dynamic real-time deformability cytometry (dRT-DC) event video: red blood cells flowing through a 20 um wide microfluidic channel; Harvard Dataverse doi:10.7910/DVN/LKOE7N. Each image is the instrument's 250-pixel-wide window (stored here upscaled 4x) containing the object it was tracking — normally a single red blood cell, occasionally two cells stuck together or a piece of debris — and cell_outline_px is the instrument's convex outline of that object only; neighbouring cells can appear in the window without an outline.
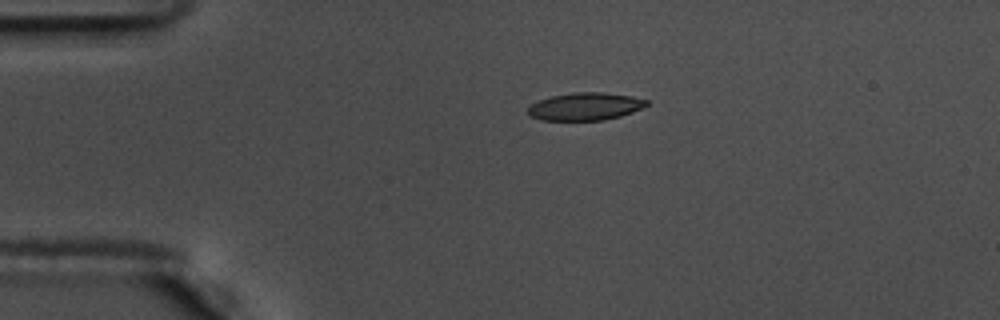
{"species": "common noctule bat (a hibernating species)", "species_latin": "Nyctalus noctula", "temperature_condition": "warm", "stored_images_in_passage": 45, "camera_frame_rate_fps": 3000, "um_per_image_px": 0.085, "animal": {"sex": "male", "body_mass_g": 17.5, "forearm_length_mm": 52.3}, "frame": {"image": 1, "passage_image": 1, "time_ms": 0.0, "image_size_px": [1000, 320], "cell_outline_px": [[648, 104], [644, 108], [620, 116], [604, 120], [540, 120], [528, 116], [528, 108], [532, 104], [540, 100], [552, 96], [572, 92], [604, 92], [632, 96], [648, 100]], "centroid_in_image_um": [49.76, 9.05], "position_along_channel_um": 35.2, "area_um2": 19.19}}
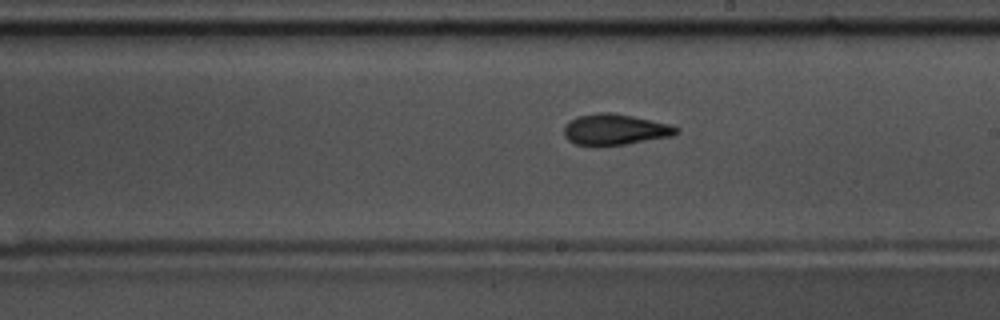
{"frame": {"image": 2, "passage_image": 21, "time_ms": 6.667, "image_size_px": [1000, 320], "cell_outline_px": [[680, 132], [672, 136], [624, 144], [592, 148], [576, 144], [568, 140], [564, 136], [564, 124], [568, 120], [576, 116], [600, 112], [612, 112], [632, 116], [668, 124], [680, 128]], "centroid_in_image_um": [52.2, 11.03], "position_along_channel_um": 236.8, "area_um2": 20.69}}
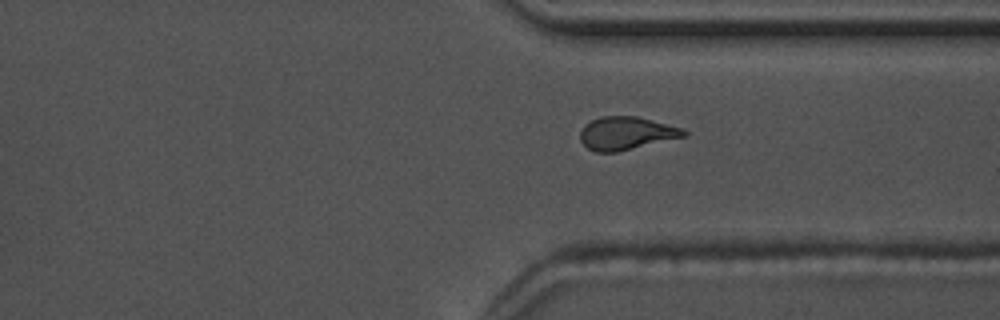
{"frame": {"image": 3, "passage_image": 31, "time_ms": 10.0, "image_size_px": [1000, 320], "cell_outline_px": [[688, 136], [616, 152], [596, 152], [588, 148], [580, 140], [580, 132], [584, 124], [600, 116], [636, 116], [684, 128], [688, 132]], "centroid_in_image_um": [53.26, 11.32], "position_along_channel_um": 358.1, "area_um2": 20.06}, "authors_computed_cell_mechanics": {"area_um2": 19.9988, "velocity_mm_per_s": 3.6323, "shape_relaxation_time_tau1_ms": null, "shape_relaxation_time_tau2_ms": 2.5921, "deformation_change_tau1": null, "deformation_change_tau2": 0.0876}}